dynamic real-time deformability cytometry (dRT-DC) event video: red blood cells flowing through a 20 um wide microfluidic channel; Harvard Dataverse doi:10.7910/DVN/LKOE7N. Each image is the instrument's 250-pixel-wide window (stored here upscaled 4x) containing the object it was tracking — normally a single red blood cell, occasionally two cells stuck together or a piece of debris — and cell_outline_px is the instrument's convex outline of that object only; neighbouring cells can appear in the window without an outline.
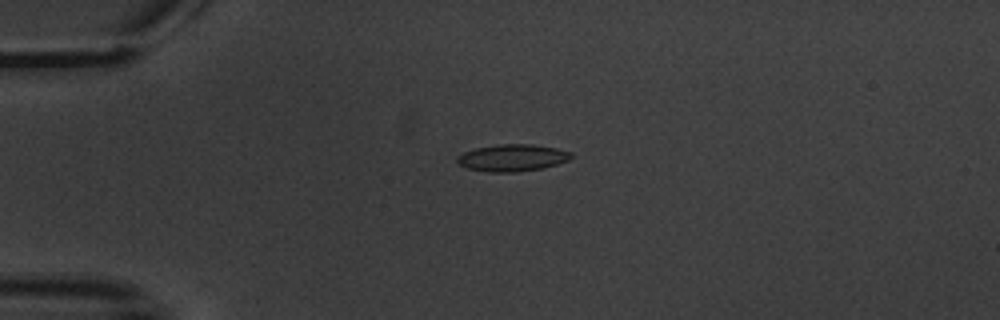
{"species": "common noctule bat (a hibernating species)", "species_latin": "Nyctalus noctula", "temperature_condition": "warm", "stored_images_in_passage": 5, "camera_frame_rate_fps": 3000, "um_per_image_px": 0.085, "animal": {"sex": "male", "body_mass_g": 20.1, "forearm_length_mm": 53.5}, "frame": {"image": 1, "passage_image": 4, "time_ms": 3.667, "image_size_px": [1000, 320], "cell_outline_px": [[572, 156], [568, 160], [544, 168], [516, 172], [492, 172], [468, 168], [460, 164], [456, 160], [456, 156], [464, 152], [476, 148], [500, 144], [532, 144], [556, 148], [572, 152]], "centroid_in_image_um": [43.56, 13.41], "position_along_channel_um": 41.4, "area_um2": 17.8}}